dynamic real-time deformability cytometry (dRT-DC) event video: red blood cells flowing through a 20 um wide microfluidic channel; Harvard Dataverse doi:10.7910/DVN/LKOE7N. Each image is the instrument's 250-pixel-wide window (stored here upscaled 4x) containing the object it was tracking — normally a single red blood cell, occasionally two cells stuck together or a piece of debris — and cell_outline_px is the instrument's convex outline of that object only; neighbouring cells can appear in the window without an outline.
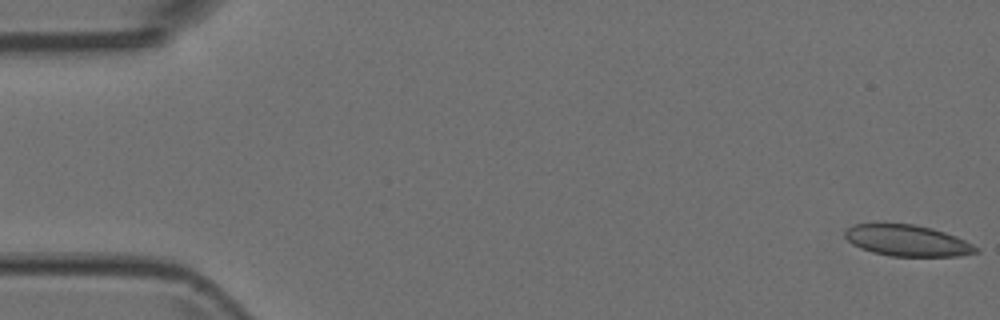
{"species": "Egyptian fruit bat (a non-hibernating species)", "species_latin": "Rousettus aegyptiacus", "temperature_condition": "room temperature", "stored_images_in_passage": 5, "camera_frame_rate_fps": 3000, "um_per_image_px": 0.085, "animal": {"sex": "female"}, "frame": {"image": 1, "passage_image": 1, "time_ms": 0.0, "image_size_px": [1000, 320], "cell_outline_px": [[980, 248], [976, 252], [960, 256], [892, 256], [872, 252], [860, 248], [852, 244], [844, 236], [844, 232], [852, 224], [916, 224], [932, 228], [956, 236]], "centroid_in_image_um": [77.11, 20.45], "position_along_channel_um": 7.9, "area_um2": 23.76}}
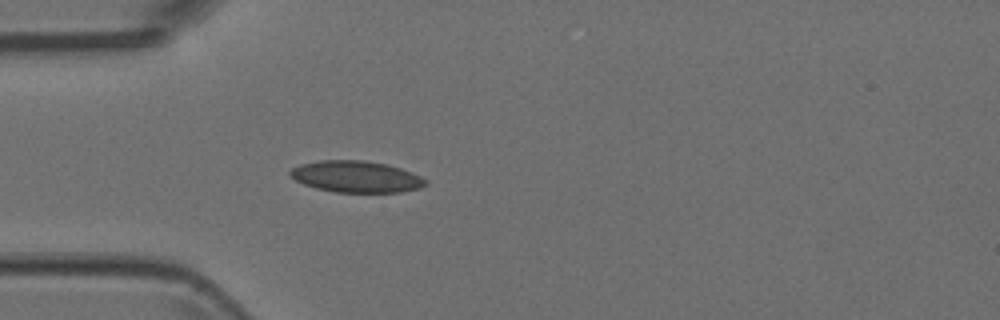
{"frame": {"image": 2, "passage_image": 5, "time_ms": 1.333, "image_size_px": [1000, 320], "cell_outline_px": [[428, 184], [420, 188], [400, 192], [336, 192], [316, 188], [304, 184], [288, 176], [288, 172], [292, 168], [300, 164], [320, 160], [364, 160], [388, 164], [400, 168], [420, 176], [428, 180]], "centroid_in_image_um": [30.27, 15.01], "position_along_channel_um": 54.7, "area_um2": 24.97}}